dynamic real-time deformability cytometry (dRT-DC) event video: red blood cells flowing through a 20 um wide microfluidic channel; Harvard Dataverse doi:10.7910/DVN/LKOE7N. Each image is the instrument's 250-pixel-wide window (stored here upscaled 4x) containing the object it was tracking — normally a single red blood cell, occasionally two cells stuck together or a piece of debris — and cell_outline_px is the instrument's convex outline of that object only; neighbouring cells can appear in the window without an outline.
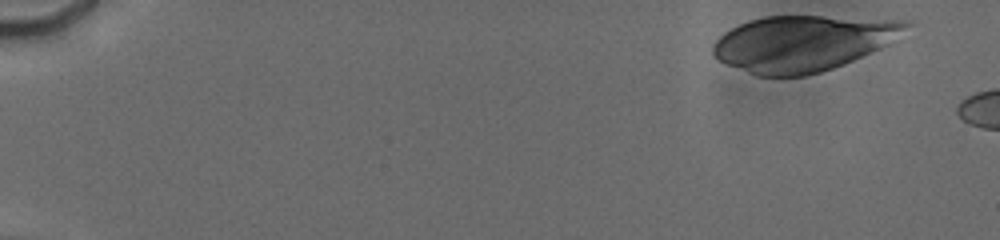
{"species": "human", "species_latin": "Homo sapiens", "temperature_condition": "cold", "stored_images_in_passage": 4, "camera_frame_rate_fps": 3000, "um_per_image_px": 0.085, "donor": {"sex": "male"}, "frame": {"image": 1, "passage_image": 1, "time_ms": 0.0, "image_size_px": [1000, 240], "cell_outline_px": [[916, 24], [888, 44], [880, 48], [844, 64], [820, 72], [804, 76], [756, 76], [728, 64], [720, 60], [712, 52], [712, 48], [716, 40], [724, 32], [748, 20], [764, 16], [820, 16], [912, 20]], "centroid_in_image_um": [68.31, 3.66], "position_along_channel_um": 16.7, "area_um2": 62.77}}